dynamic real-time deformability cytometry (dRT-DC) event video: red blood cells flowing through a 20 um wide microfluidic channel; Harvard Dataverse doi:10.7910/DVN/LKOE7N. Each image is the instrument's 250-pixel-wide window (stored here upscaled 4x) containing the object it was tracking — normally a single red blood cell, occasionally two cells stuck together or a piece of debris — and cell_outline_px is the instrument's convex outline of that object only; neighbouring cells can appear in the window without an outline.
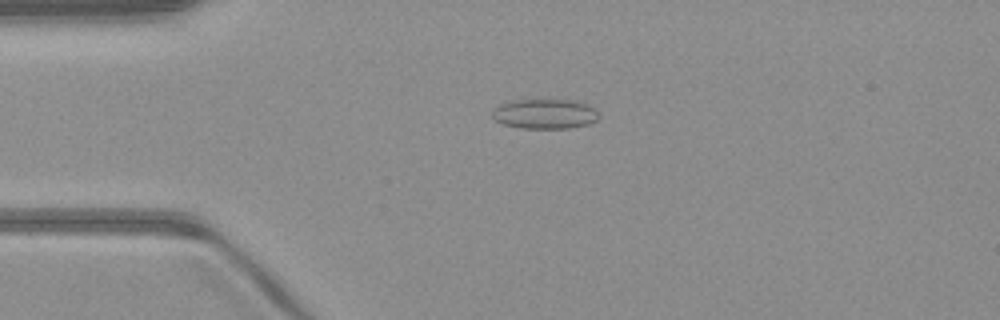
{"species": "common noctule bat (a hibernating species)", "species_latin": "Nyctalus noctula", "temperature_condition": "warm", "stored_images_in_passage": 49, "camera_frame_rate_fps": 3000, "um_per_image_px": 0.085, "animal": {"sex": "male", "body_mass_g": 23.1, "forearm_length_mm": 52.7}, "frame": {"image": 1, "passage_image": 11, "time_ms": 3.333, "image_size_px": [1000, 320], "cell_outline_px": [[600, 116], [596, 120], [588, 124], [568, 128], [520, 128], [504, 124], [496, 120], [492, 116], [492, 108], [496, 104], [512, 100], [572, 100], [596, 108]], "centroid_in_image_um": [46.27, 9.67], "position_along_channel_um": 38.7, "area_um2": 18.61}}
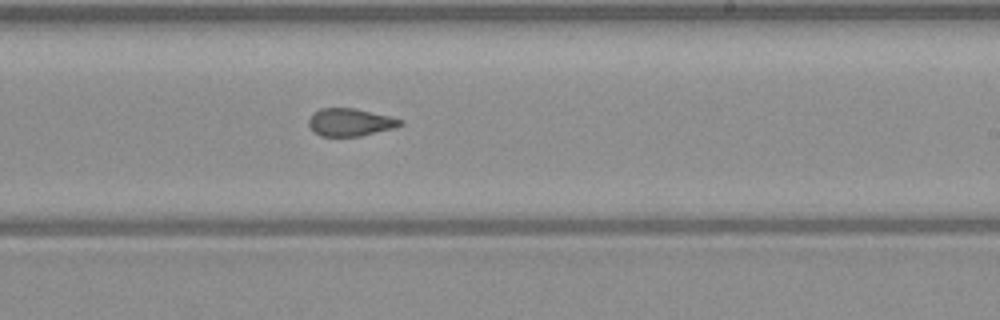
{"frame": {"image": 2, "passage_image": 29, "time_ms": 9.333, "image_size_px": [1000, 320], "cell_outline_px": [[404, 124], [396, 128], [360, 136], [320, 136], [308, 124], [308, 120], [320, 108], [352, 108], [388, 116], [404, 120]], "centroid_in_image_um": [29.81, 10.4], "position_along_channel_um": 259.2, "area_um2": 14.57}}
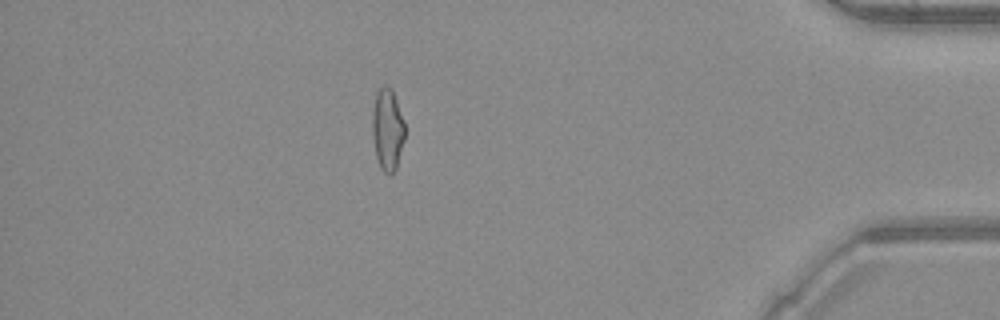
{"frame": {"image": 3, "passage_image": 43, "time_ms": 14.0, "image_size_px": [1000, 320], "cell_outline_px": [[404, 140], [396, 168], [388, 176], [380, 168], [376, 160], [372, 136], [372, 112], [376, 92], [384, 84], [388, 84], [392, 88], [404, 120]], "centroid_in_image_um": [32.92, 10.99], "position_along_channel_um": 402.3, "area_um2": 15.84}, "authors_computed_cell_mechanics": {"area_um2": 16.0684, "velocity_mm_per_s": 4.1067, "shape_relaxation_time_tau1_ms": null, "shape_relaxation_time_tau2_ms": 1.4238, "deformation_change_tau1": null, "deformation_change_tau2": 0.0769}}